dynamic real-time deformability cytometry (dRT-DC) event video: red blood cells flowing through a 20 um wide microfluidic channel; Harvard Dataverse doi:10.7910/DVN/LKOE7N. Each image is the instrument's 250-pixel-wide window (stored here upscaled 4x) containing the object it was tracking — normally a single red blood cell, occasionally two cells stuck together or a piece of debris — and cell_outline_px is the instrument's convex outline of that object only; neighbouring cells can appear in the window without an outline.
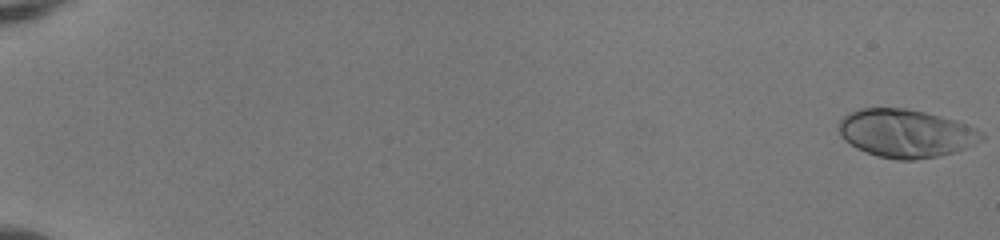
{"species": "human", "species_latin": "Homo sapiens", "temperature_condition": "room temperature", "stored_images_in_passage": 53, "camera_frame_rate_fps": 3000, "um_per_image_px": 0.085, "donor": {"sex": "female"}, "frame": {"image": 1, "passage_image": 1, "time_ms": 0.0, "image_size_px": [1000, 240], "cell_outline_px": [[984, 136], [980, 140], [964, 148], [952, 152], [936, 156], [916, 160], [896, 160], [876, 156], [856, 148], [844, 140], [840, 136], [840, 120], [848, 112], [860, 108], [904, 108], [924, 112], [956, 120], [968, 124], [984, 132]], "centroid_in_image_um": [76.98, 11.33], "position_along_channel_um": 8.0, "area_um2": 40.0}}
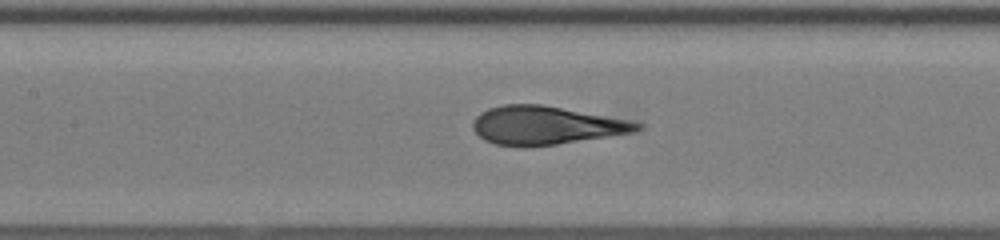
{"frame": {"image": 2, "passage_image": 28, "time_ms": 9.0, "image_size_px": [1000, 240], "cell_outline_px": [[644, 128], [636, 132], [556, 144], [516, 148], [496, 144], [484, 140], [472, 128], [472, 120], [480, 112], [488, 108], [504, 104], [540, 104], [628, 120], [644, 124]], "centroid_in_image_um": [46.36, 10.66], "position_along_channel_um": 161.0, "area_um2": 36.82}}
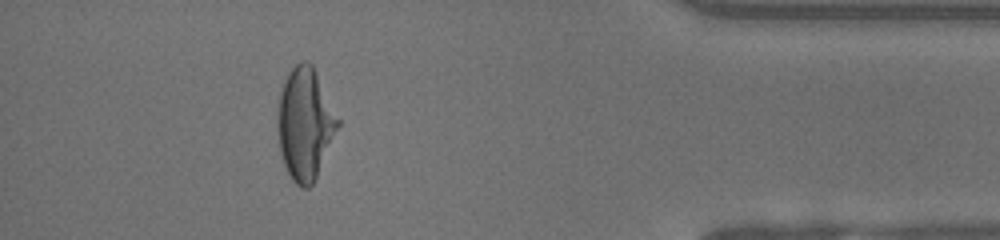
{"frame": {"image": 3, "passage_image": 49, "time_ms": 16.0, "image_size_px": [1000, 240], "cell_outline_px": [[340, 124], [316, 176], [312, 184], [308, 188], [300, 188], [292, 180], [284, 164], [280, 152], [276, 132], [276, 112], [280, 92], [284, 80], [288, 72], [300, 60], [308, 60], [312, 64], [340, 120]], "centroid_in_image_um": [25.89, 10.49], "position_along_channel_um": 409.3, "area_um2": 39.48}, "authors_computed_cell_mechanics": {"area_um2": 37.281, "velocity_mm_per_s": 4.0323, "shape_relaxation_time_tau1_ms": 5.1007, "shape_relaxation_time_tau2_ms": null, "deformation_change_tau1": 0.2382, "deformation_change_tau2": null}}